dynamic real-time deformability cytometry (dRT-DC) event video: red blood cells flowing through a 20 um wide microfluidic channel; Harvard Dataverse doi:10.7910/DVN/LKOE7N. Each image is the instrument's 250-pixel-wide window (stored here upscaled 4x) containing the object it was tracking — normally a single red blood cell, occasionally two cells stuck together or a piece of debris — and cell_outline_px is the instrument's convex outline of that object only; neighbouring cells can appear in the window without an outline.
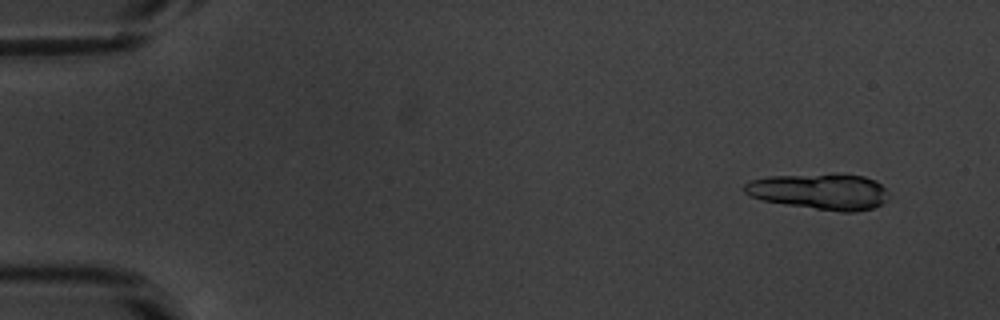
{"species": "common noctule bat (a hibernating species)", "species_latin": "Nyctalus noctula", "temperature_condition": "warm", "stored_images_in_passage": 42, "segment_of_instrument_passage": [1, 2], "camera_frame_rate_fps": 3000, "um_per_image_px": 0.085, "animal": {"sex": "male", "body_mass_g": 20.1, "forearm_length_mm": 53.5}, "frame": {"image": 1, "passage_image": 4, "time_ms": 1.0, "image_size_px": [1000, 320], "cell_outline_px": [[884, 200], [880, 204], [872, 208], [856, 212], [840, 212], [788, 204], [764, 200], [752, 196], [744, 192], [744, 184], [752, 180], [768, 176], [864, 176], [876, 180], [884, 188]], "centroid_in_image_um": [69.66, 16.31], "position_along_channel_um": 15.3, "area_um2": 28.84}}